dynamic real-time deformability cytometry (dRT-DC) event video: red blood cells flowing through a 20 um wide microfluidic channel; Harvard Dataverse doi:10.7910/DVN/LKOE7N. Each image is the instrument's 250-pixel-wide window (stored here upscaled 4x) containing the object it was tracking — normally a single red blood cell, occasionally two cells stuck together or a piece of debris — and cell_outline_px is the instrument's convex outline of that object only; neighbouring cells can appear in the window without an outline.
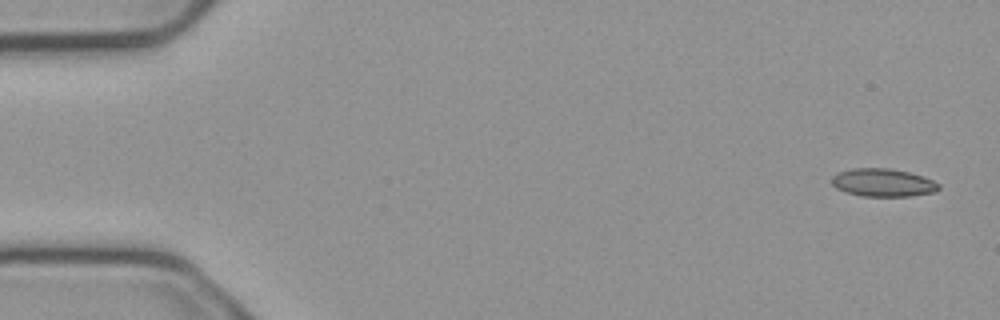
{"species": "common noctule bat (a hibernating species)", "species_latin": "Nyctalus noctula", "temperature_condition": "cold", "stored_images_in_passage": 5, "camera_frame_rate_fps": 3000, "um_per_image_px": 0.085, "animal": {"sex": "male", "body_mass_g": 23.1, "forearm_length_mm": 52.7}, "frame": {"image": 1, "passage_image": 1, "time_ms": 0.0, "image_size_px": [1000, 320], "cell_outline_px": [[940, 188], [936, 192], [912, 196], [860, 196], [844, 192], [836, 188], [832, 184], [832, 176], [836, 172], [852, 168], [888, 168], [908, 172], [924, 176], [940, 184]], "centroid_in_image_um": [75.04, 15.52], "position_along_channel_um": 10.0, "area_um2": 17.69}}
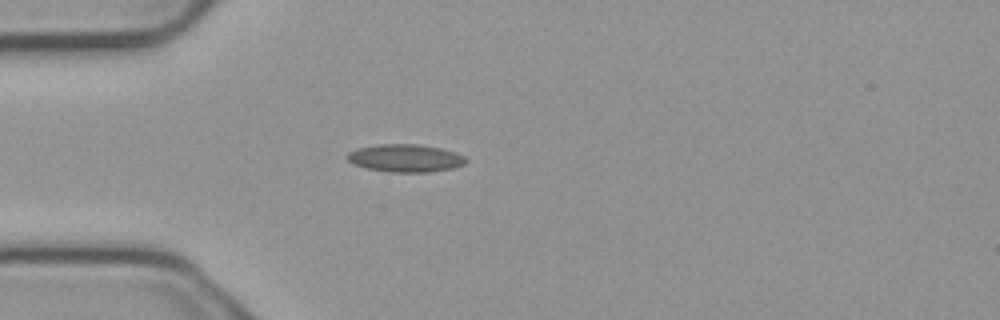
{"frame": {"image": 2, "passage_image": 4, "time_ms": 1.0, "image_size_px": [1000, 320], "cell_outline_px": [[468, 160], [464, 164], [452, 168], [432, 172], [388, 172], [368, 168], [352, 164], [344, 156], [348, 152], [356, 148], [380, 144], [416, 144], [440, 148], [456, 152], [464, 156]], "centroid_in_image_um": [34.43, 13.44], "position_along_channel_um": 50.6, "area_um2": 19.31}}